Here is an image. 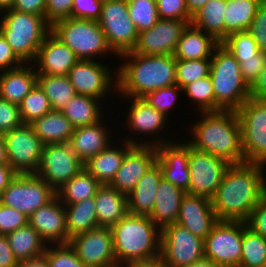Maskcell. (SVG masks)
Wrapping results in <instances>:
<instances>
[{
  "mask_svg": "<svg viewBox=\"0 0 266 267\" xmlns=\"http://www.w3.org/2000/svg\"><path fill=\"white\" fill-rule=\"evenodd\" d=\"M244 222L218 221L204 239L205 257L217 266L239 267Z\"/></svg>",
  "mask_w": 266,
  "mask_h": 267,
  "instance_id": "4fadbf2b",
  "label": "cell"
},
{
  "mask_svg": "<svg viewBox=\"0 0 266 267\" xmlns=\"http://www.w3.org/2000/svg\"><path fill=\"white\" fill-rule=\"evenodd\" d=\"M163 178L158 163L152 166L138 181L128 196V212L133 215L149 216L154 208L156 190Z\"/></svg>",
  "mask_w": 266,
  "mask_h": 267,
  "instance_id": "f546056e",
  "label": "cell"
},
{
  "mask_svg": "<svg viewBox=\"0 0 266 267\" xmlns=\"http://www.w3.org/2000/svg\"><path fill=\"white\" fill-rule=\"evenodd\" d=\"M157 147V163L163 178L188 194L190 184L189 143L167 142Z\"/></svg>",
  "mask_w": 266,
  "mask_h": 267,
  "instance_id": "44dd1931",
  "label": "cell"
},
{
  "mask_svg": "<svg viewBox=\"0 0 266 267\" xmlns=\"http://www.w3.org/2000/svg\"><path fill=\"white\" fill-rule=\"evenodd\" d=\"M56 197V192L36 174H17L3 190L0 203L29 217Z\"/></svg>",
  "mask_w": 266,
  "mask_h": 267,
  "instance_id": "30bf717a",
  "label": "cell"
},
{
  "mask_svg": "<svg viewBox=\"0 0 266 267\" xmlns=\"http://www.w3.org/2000/svg\"><path fill=\"white\" fill-rule=\"evenodd\" d=\"M121 145L111 143L106 149L90 157L83 167L101 184H110L121 167L126 153L134 146L121 139Z\"/></svg>",
  "mask_w": 266,
  "mask_h": 267,
  "instance_id": "4316f807",
  "label": "cell"
},
{
  "mask_svg": "<svg viewBox=\"0 0 266 267\" xmlns=\"http://www.w3.org/2000/svg\"><path fill=\"white\" fill-rule=\"evenodd\" d=\"M217 265L214 264L210 259L203 257L202 259L192 263L187 267H216Z\"/></svg>",
  "mask_w": 266,
  "mask_h": 267,
  "instance_id": "a7ac6f4b",
  "label": "cell"
},
{
  "mask_svg": "<svg viewBox=\"0 0 266 267\" xmlns=\"http://www.w3.org/2000/svg\"><path fill=\"white\" fill-rule=\"evenodd\" d=\"M2 136L10 167L17 174H35L40 166L44 144L31 125L23 124Z\"/></svg>",
  "mask_w": 266,
  "mask_h": 267,
  "instance_id": "9a60e30c",
  "label": "cell"
},
{
  "mask_svg": "<svg viewBox=\"0 0 266 267\" xmlns=\"http://www.w3.org/2000/svg\"><path fill=\"white\" fill-rule=\"evenodd\" d=\"M28 224V217L20 211L0 203V235H7Z\"/></svg>",
  "mask_w": 266,
  "mask_h": 267,
  "instance_id": "f907efd6",
  "label": "cell"
},
{
  "mask_svg": "<svg viewBox=\"0 0 266 267\" xmlns=\"http://www.w3.org/2000/svg\"><path fill=\"white\" fill-rule=\"evenodd\" d=\"M65 205L55 197L45 206L39 207L28 217V223L38 232L41 238L50 244L69 242L66 229Z\"/></svg>",
  "mask_w": 266,
  "mask_h": 267,
  "instance_id": "7402d4cb",
  "label": "cell"
},
{
  "mask_svg": "<svg viewBox=\"0 0 266 267\" xmlns=\"http://www.w3.org/2000/svg\"><path fill=\"white\" fill-rule=\"evenodd\" d=\"M23 124L19 105L0 98V134L10 132Z\"/></svg>",
  "mask_w": 266,
  "mask_h": 267,
  "instance_id": "c3c4849f",
  "label": "cell"
},
{
  "mask_svg": "<svg viewBox=\"0 0 266 267\" xmlns=\"http://www.w3.org/2000/svg\"><path fill=\"white\" fill-rule=\"evenodd\" d=\"M236 112L245 162L266 165V100L250 97Z\"/></svg>",
  "mask_w": 266,
  "mask_h": 267,
  "instance_id": "ba28073f",
  "label": "cell"
},
{
  "mask_svg": "<svg viewBox=\"0 0 266 267\" xmlns=\"http://www.w3.org/2000/svg\"><path fill=\"white\" fill-rule=\"evenodd\" d=\"M219 44L212 35L189 24L183 31L173 56L182 60L211 58Z\"/></svg>",
  "mask_w": 266,
  "mask_h": 267,
  "instance_id": "4dcf8cb0",
  "label": "cell"
},
{
  "mask_svg": "<svg viewBox=\"0 0 266 267\" xmlns=\"http://www.w3.org/2000/svg\"><path fill=\"white\" fill-rule=\"evenodd\" d=\"M19 109L24 124H30L52 110L48 97L38 85L24 97Z\"/></svg>",
  "mask_w": 266,
  "mask_h": 267,
  "instance_id": "7bdbcfd3",
  "label": "cell"
},
{
  "mask_svg": "<svg viewBox=\"0 0 266 267\" xmlns=\"http://www.w3.org/2000/svg\"><path fill=\"white\" fill-rule=\"evenodd\" d=\"M182 95L193 101L190 103L197 105L195 107L198 109L195 110H200L199 112L215 111V96L210 75L186 85Z\"/></svg>",
  "mask_w": 266,
  "mask_h": 267,
  "instance_id": "60d3db41",
  "label": "cell"
},
{
  "mask_svg": "<svg viewBox=\"0 0 266 267\" xmlns=\"http://www.w3.org/2000/svg\"><path fill=\"white\" fill-rule=\"evenodd\" d=\"M160 19L191 20L186 0H155Z\"/></svg>",
  "mask_w": 266,
  "mask_h": 267,
  "instance_id": "681fc988",
  "label": "cell"
},
{
  "mask_svg": "<svg viewBox=\"0 0 266 267\" xmlns=\"http://www.w3.org/2000/svg\"><path fill=\"white\" fill-rule=\"evenodd\" d=\"M101 184L84 167L56 191V197L63 204H74L95 197Z\"/></svg>",
  "mask_w": 266,
  "mask_h": 267,
  "instance_id": "8d00e7d4",
  "label": "cell"
},
{
  "mask_svg": "<svg viewBox=\"0 0 266 267\" xmlns=\"http://www.w3.org/2000/svg\"><path fill=\"white\" fill-rule=\"evenodd\" d=\"M83 165L69 142L46 144L43 146L40 166L35 174L56 192L76 176Z\"/></svg>",
  "mask_w": 266,
  "mask_h": 267,
  "instance_id": "2e32d148",
  "label": "cell"
},
{
  "mask_svg": "<svg viewBox=\"0 0 266 267\" xmlns=\"http://www.w3.org/2000/svg\"><path fill=\"white\" fill-rule=\"evenodd\" d=\"M210 78L215 96V111H236L250 98L238 61L221 43L211 57Z\"/></svg>",
  "mask_w": 266,
  "mask_h": 267,
  "instance_id": "8992f818",
  "label": "cell"
},
{
  "mask_svg": "<svg viewBox=\"0 0 266 267\" xmlns=\"http://www.w3.org/2000/svg\"><path fill=\"white\" fill-rule=\"evenodd\" d=\"M205 257L204 239L174 223L161 230L160 258L166 267H187Z\"/></svg>",
  "mask_w": 266,
  "mask_h": 267,
  "instance_id": "8fae6325",
  "label": "cell"
},
{
  "mask_svg": "<svg viewBox=\"0 0 266 267\" xmlns=\"http://www.w3.org/2000/svg\"><path fill=\"white\" fill-rule=\"evenodd\" d=\"M17 263L6 235H0V267H16Z\"/></svg>",
  "mask_w": 266,
  "mask_h": 267,
  "instance_id": "91938a15",
  "label": "cell"
},
{
  "mask_svg": "<svg viewBox=\"0 0 266 267\" xmlns=\"http://www.w3.org/2000/svg\"><path fill=\"white\" fill-rule=\"evenodd\" d=\"M230 165L224 159L195 150L189 144L190 184L188 194L211 199Z\"/></svg>",
  "mask_w": 266,
  "mask_h": 267,
  "instance_id": "e0dca14e",
  "label": "cell"
},
{
  "mask_svg": "<svg viewBox=\"0 0 266 267\" xmlns=\"http://www.w3.org/2000/svg\"><path fill=\"white\" fill-rule=\"evenodd\" d=\"M101 102L102 100L90 96L76 94L62 110V113L74 128L93 125L103 118H107L103 113Z\"/></svg>",
  "mask_w": 266,
  "mask_h": 267,
  "instance_id": "836d02e7",
  "label": "cell"
},
{
  "mask_svg": "<svg viewBox=\"0 0 266 267\" xmlns=\"http://www.w3.org/2000/svg\"><path fill=\"white\" fill-rule=\"evenodd\" d=\"M0 14V33L23 63H33L38 49L51 32L45 16L8 9ZM2 15V16H1Z\"/></svg>",
  "mask_w": 266,
  "mask_h": 267,
  "instance_id": "5b68a950",
  "label": "cell"
},
{
  "mask_svg": "<svg viewBox=\"0 0 266 267\" xmlns=\"http://www.w3.org/2000/svg\"><path fill=\"white\" fill-rule=\"evenodd\" d=\"M118 58L122 59V64L117 66L120 100L122 97L142 98L149 92L176 84L173 55H142L129 51Z\"/></svg>",
  "mask_w": 266,
  "mask_h": 267,
  "instance_id": "7a4b0ae2",
  "label": "cell"
},
{
  "mask_svg": "<svg viewBox=\"0 0 266 267\" xmlns=\"http://www.w3.org/2000/svg\"><path fill=\"white\" fill-rule=\"evenodd\" d=\"M111 231L117 266L160 257L161 230L148 216L128 213Z\"/></svg>",
  "mask_w": 266,
  "mask_h": 267,
  "instance_id": "277c9868",
  "label": "cell"
},
{
  "mask_svg": "<svg viewBox=\"0 0 266 267\" xmlns=\"http://www.w3.org/2000/svg\"><path fill=\"white\" fill-rule=\"evenodd\" d=\"M157 163V147L134 145L125 155L121 167L109 184L128 195L145 173Z\"/></svg>",
  "mask_w": 266,
  "mask_h": 267,
  "instance_id": "ffe728a7",
  "label": "cell"
},
{
  "mask_svg": "<svg viewBox=\"0 0 266 267\" xmlns=\"http://www.w3.org/2000/svg\"><path fill=\"white\" fill-rule=\"evenodd\" d=\"M124 267H166V266L163 264L162 259L159 257L149 261L129 263Z\"/></svg>",
  "mask_w": 266,
  "mask_h": 267,
  "instance_id": "e7e4bbea",
  "label": "cell"
},
{
  "mask_svg": "<svg viewBox=\"0 0 266 267\" xmlns=\"http://www.w3.org/2000/svg\"><path fill=\"white\" fill-rule=\"evenodd\" d=\"M186 194L171 182L161 179L156 190L154 208L148 216L162 230L165 226L174 224L180 210L182 197Z\"/></svg>",
  "mask_w": 266,
  "mask_h": 267,
  "instance_id": "83f0119b",
  "label": "cell"
},
{
  "mask_svg": "<svg viewBox=\"0 0 266 267\" xmlns=\"http://www.w3.org/2000/svg\"><path fill=\"white\" fill-rule=\"evenodd\" d=\"M127 6L138 33L150 29L160 19L155 0H127Z\"/></svg>",
  "mask_w": 266,
  "mask_h": 267,
  "instance_id": "b9f144b4",
  "label": "cell"
},
{
  "mask_svg": "<svg viewBox=\"0 0 266 267\" xmlns=\"http://www.w3.org/2000/svg\"><path fill=\"white\" fill-rule=\"evenodd\" d=\"M106 124V120L103 118L93 125L74 128L69 144L83 163L114 143L112 138L115 137L111 136L112 129L107 128L108 124Z\"/></svg>",
  "mask_w": 266,
  "mask_h": 267,
  "instance_id": "d4e9b609",
  "label": "cell"
},
{
  "mask_svg": "<svg viewBox=\"0 0 266 267\" xmlns=\"http://www.w3.org/2000/svg\"><path fill=\"white\" fill-rule=\"evenodd\" d=\"M37 85L44 91L55 111H62L76 95L68 76L37 74Z\"/></svg>",
  "mask_w": 266,
  "mask_h": 267,
  "instance_id": "f35d334b",
  "label": "cell"
},
{
  "mask_svg": "<svg viewBox=\"0 0 266 267\" xmlns=\"http://www.w3.org/2000/svg\"><path fill=\"white\" fill-rule=\"evenodd\" d=\"M98 23L117 59L135 48L139 33L130 19L127 0H103Z\"/></svg>",
  "mask_w": 266,
  "mask_h": 267,
  "instance_id": "9c48e42d",
  "label": "cell"
},
{
  "mask_svg": "<svg viewBox=\"0 0 266 267\" xmlns=\"http://www.w3.org/2000/svg\"><path fill=\"white\" fill-rule=\"evenodd\" d=\"M30 125L44 145L67 143L74 132L73 125L62 111L51 110Z\"/></svg>",
  "mask_w": 266,
  "mask_h": 267,
  "instance_id": "1f68e13d",
  "label": "cell"
},
{
  "mask_svg": "<svg viewBox=\"0 0 266 267\" xmlns=\"http://www.w3.org/2000/svg\"><path fill=\"white\" fill-rule=\"evenodd\" d=\"M249 92L251 98L266 100V67L249 86Z\"/></svg>",
  "mask_w": 266,
  "mask_h": 267,
  "instance_id": "94428289",
  "label": "cell"
},
{
  "mask_svg": "<svg viewBox=\"0 0 266 267\" xmlns=\"http://www.w3.org/2000/svg\"><path fill=\"white\" fill-rule=\"evenodd\" d=\"M191 20L159 19L150 29L138 34L133 53L142 55H173L177 43Z\"/></svg>",
  "mask_w": 266,
  "mask_h": 267,
  "instance_id": "d6986e66",
  "label": "cell"
},
{
  "mask_svg": "<svg viewBox=\"0 0 266 267\" xmlns=\"http://www.w3.org/2000/svg\"><path fill=\"white\" fill-rule=\"evenodd\" d=\"M6 237L18 261L39 258L47 248L46 242L29 223L8 233Z\"/></svg>",
  "mask_w": 266,
  "mask_h": 267,
  "instance_id": "d6a6232c",
  "label": "cell"
},
{
  "mask_svg": "<svg viewBox=\"0 0 266 267\" xmlns=\"http://www.w3.org/2000/svg\"><path fill=\"white\" fill-rule=\"evenodd\" d=\"M103 0H73L71 17L98 21Z\"/></svg>",
  "mask_w": 266,
  "mask_h": 267,
  "instance_id": "db71d44e",
  "label": "cell"
},
{
  "mask_svg": "<svg viewBox=\"0 0 266 267\" xmlns=\"http://www.w3.org/2000/svg\"><path fill=\"white\" fill-rule=\"evenodd\" d=\"M209 0H186V6L189 15L192 17L199 11Z\"/></svg>",
  "mask_w": 266,
  "mask_h": 267,
  "instance_id": "03108f58",
  "label": "cell"
},
{
  "mask_svg": "<svg viewBox=\"0 0 266 267\" xmlns=\"http://www.w3.org/2000/svg\"><path fill=\"white\" fill-rule=\"evenodd\" d=\"M261 0H227L224 22L225 38L232 33L247 31Z\"/></svg>",
  "mask_w": 266,
  "mask_h": 267,
  "instance_id": "74e56055",
  "label": "cell"
},
{
  "mask_svg": "<svg viewBox=\"0 0 266 267\" xmlns=\"http://www.w3.org/2000/svg\"><path fill=\"white\" fill-rule=\"evenodd\" d=\"M218 221L211 199L187 193L182 197L176 223L193 235L205 239Z\"/></svg>",
  "mask_w": 266,
  "mask_h": 267,
  "instance_id": "603a6c76",
  "label": "cell"
},
{
  "mask_svg": "<svg viewBox=\"0 0 266 267\" xmlns=\"http://www.w3.org/2000/svg\"><path fill=\"white\" fill-rule=\"evenodd\" d=\"M46 0H15L11 9L28 14L45 16Z\"/></svg>",
  "mask_w": 266,
  "mask_h": 267,
  "instance_id": "680465c9",
  "label": "cell"
},
{
  "mask_svg": "<svg viewBox=\"0 0 266 267\" xmlns=\"http://www.w3.org/2000/svg\"><path fill=\"white\" fill-rule=\"evenodd\" d=\"M51 32L79 59L99 60L102 54L107 56L114 53L98 21L70 17L55 22Z\"/></svg>",
  "mask_w": 266,
  "mask_h": 267,
  "instance_id": "52a82bcc",
  "label": "cell"
},
{
  "mask_svg": "<svg viewBox=\"0 0 266 267\" xmlns=\"http://www.w3.org/2000/svg\"><path fill=\"white\" fill-rule=\"evenodd\" d=\"M180 91L183 92V89L175 84L149 92L142 98L154 109L168 118V116H170L169 112L172 111L170 109H173V105L177 104L178 96H181V94H179Z\"/></svg>",
  "mask_w": 266,
  "mask_h": 267,
  "instance_id": "7dc6e473",
  "label": "cell"
},
{
  "mask_svg": "<svg viewBox=\"0 0 266 267\" xmlns=\"http://www.w3.org/2000/svg\"><path fill=\"white\" fill-rule=\"evenodd\" d=\"M15 0H0V13L2 11L11 9L14 5Z\"/></svg>",
  "mask_w": 266,
  "mask_h": 267,
  "instance_id": "89a4df30",
  "label": "cell"
},
{
  "mask_svg": "<svg viewBox=\"0 0 266 267\" xmlns=\"http://www.w3.org/2000/svg\"><path fill=\"white\" fill-rule=\"evenodd\" d=\"M236 60L239 63L243 80L250 86L266 67V52L260 51L253 58Z\"/></svg>",
  "mask_w": 266,
  "mask_h": 267,
  "instance_id": "816d5d0a",
  "label": "cell"
},
{
  "mask_svg": "<svg viewBox=\"0 0 266 267\" xmlns=\"http://www.w3.org/2000/svg\"><path fill=\"white\" fill-rule=\"evenodd\" d=\"M0 164H8L5 141L1 134H0Z\"/></svg>",
  "mask_w": 266,
  "mask_h": 267,
  "instance_id": "003e7915",
  "label": "cell"
},
{
  "mask_svg": "<svg viewBox=\"0 0 266 267\" xmlns=\"http://www.w3.org/2000/svg\"><path fill=\"white\" fill-rule=\"evenodd\" d=\"M116 70L113 74L108 64L104 65L96 60L79 59L70 68L68 77L76 94L90 96L104 102L106 97L108 99L107 95L117 94ZM111 90L115 94L111 93Z\"/></svg>",
  "mask_w": 266,
  "mask_h": 267,
  "instance_id": "5bb4252c",
  "label": "cell"
},
{
  "mask_svg": "<svg viewBox=\"0 0 266 267\" xmlns=\"http://www.w3.org/2000/svg\"><path fill=\"white\" fill-rule=\"evenodd\" d=\"M37 85V72L32 63L0 72V98L19 105Z\"/></svg>",
  "mask_w": 266,
  "mask_h": 267,
  "instance_id": "484cf974",
  "label": "cell"
},
{
  "mask_svg": "<svg viewBox=\"0 0 266 267\" xmlns=\"http://www.w3.org/2000/svg\"><path fill=\"white\" fill-rule=\"evenodd\" d=\"M68 237L98 228L94 197L74 204H64Z\"/></svg>",
  "mask_w": 266,
  "mask_h": 267,
  "instance_id": "d590c367",
  "label": "cell"
},
{
  "mask_svg": "<svg viewBox=\"0 0 266 267\" xmlns=\"http://www.w3.org/2000/svg\"><path fill=\"white\" fill-rule=\"evenodd\" d=\"M227 0H209L192 16L190 24L220 43L225 39L224 12Z\"/></svg>",
  "mask_w": 266,
  "mask_h": 267,
  "instance_id": "e575fe53",
  "label": "cell"
},
{
  "mask_svg": "<svg viewBox=\"0 0 266 267\" xmlns=\"http://www.w3.org/2000/svg\"><path fill=\"white\" fill-rule=\"evenodd\" d=\"M210 65L211 58L176 59V84L183 89L189 83L209 76Z\"/></svg>",
  "mask_w": 266,
  "mask_h": 267,
  "instance_id": "ee69618b",
  "label": "cell"
},
{
  "mask_svg": "<svg viewBox=\"0 0 266 267\" xmlns=\"http://www.w3.org/2000/svg\"><path fill=\"white\" fill-rule=\"evenodd\" d=\"M221 44L230 51L235 59L253 58L260 52L257 43L248 30L229 34Z\"/></svg>",
  "mask_w": 266,
  "mask_h": 267,
  "instance_id": "f6af8a7d",
  "label": "cell"
},
{
  "mask_svg": "<svg viewBox=\"0 0 266 267\" xmlns=\"http://www.w3.org/2000/svg\"><path fill=\"white\" fill-rule=\"evenodd\" d=\"M68 243L86 267H118L109 227L80 233L70 238Z\"/></svg>",
  "mask_w": 266,
  "mask_h": 267,
  "instance_id": "ac0fdd59",
  "label": "cell"
},
{
  "mask_svg": "<svg viewBox=\"0 0 266 267\" xmlns=\"http://www.w3.org/2000/svg\"><path fill=\"white\" fill-rule=\"evenodd\" d=\"M16 175L17 173L10 167L9 164H0V199L3 190L9 185Z\"/></svg>",
  "mask_w": 266,
  "mask_h": 267,
  "instance_id": "6125c7cd",
  "label": "cell"
},
{
  "mask_svg": "<svg viewBox=\"0 0 266 267\" xmlns=\"http://www.w3.org/2000/svg\"><path fill=\"white\" fill-rule=\"evenodd\" d=\"M248 32L252 35L260 51L266 52V1H261Z\"/></svg>",
  "mask_w": 266,
  "mask_h": 267,
  "instance_id": "f5cc1de1",
  "label": "cell"
},
{
  "mask_svg": "<svg viewBox=\"0 0 266 267\" xmlns=\"http://www.w3.org/2000/svg\"><path fill=\"white\" fill-rule=\"evenodd\" d=\"M43 256L49 267H86L69 243L47 245Z\"/></svg>",
  "mask_w": 266,
  "mask_h": 267,
  "instance_id": "bcb514c9",
  "label": "cell"
},
{
  "mask_svg": "<svg viewBox=\"0 0 266 267\" xmlns=\"http://www.w3.org/2000/svg\"><path fill=\"white\" fill-rule=\"evenodd\" d=\"M247 227L266 239V196L252 210Z\"/></svg>",
  "mask_w": 266,
  "mask_h": 267,
  "instance_id": "9f6ffc18",
  "label": "cell"
},
{
  "mask_svg": "<svg viewBox=\"0 0 266 267\" xmlns=\"http://www.w3.org/2000/svg\"><path fill=\"white\" fill-rule=\"evenodd\" d=\"M124 100L127 101L128 99V108L126 109L127 113L125 116H127L125 120V124L130 132V135L133 137H136V134L139 136L142 134V138L135 139L130 137H126L123 139L126 142H129L133 145H153L158 146L163 143L174 141L173 139L169 140L166 137H156L158 135H162V132H166L164 128H166L169 124L166 122L168 118L154 109L151 105H149L143 98H133V97H123ZM166 126V127H165ZM136 132V133H135ZM148 135V136H147ZM156 135V136H155ZM147 137L143 140L144 137ZM149 136H155V138L150 140ZM157 138V139H156ZM140 140V141H139ZM146 140V141H145ZM168 140V141H167ZM149 141V142H148Z\"/></svg>",
  "mask_w": 266,
  "mask_h": 267,
  "instance_id": "7c38bea8",
  "label": "cell"
},
{
  "mask_svg": "<svg viewBox=\"0 0 266 267\" xmlns=\"http://www.w3.org/2000/svg\"><path fill=\"white\" fill-rule=\"evenodd\" d=\"M16 267H49L48 261L44 256L36 259L18 261Z\"/></svg>",
  "mask_w": 266,
  "mask_h": 267,
  "instance_id": "be15d7a7",
  "label": "cell"
},
{
  "mask_svg": "<svg viewBox=\"0 0 266 267\" xmlns=\"http://www.w3.org/2000/svg\"><path fill=\"white\" fill-rule=\"evenodd\" d=\"M78 60L77 55L50 32L38 49L33 64L37 74L68 76Z\"/></svg>",
  "mask_w": 266,
  "mask_h": 267,
  "instance_id": "cb8c5ba5",
  "label": "cell"
},
{
  "mask_svg": "<svg viewBox=\"0 0 266 267\" xmlns=\"http://www.w3.org/2000/svg\"><path fill=\"white\" fill-rule=\"evenodd\" d=\"M73 0H46L45 19L52 26L55 22L70 18Z\"/></svg>",
  "mask_w": 266,
  "mask_h": 267,
  "instance_id": "11a10c76",
  "label": "cell"
},
{
  "mask_svg": "<svg viewBox=\"0 0 266 267\" xmlns=\"http://www.w3.org/2000/svg\"><path fill=\"white\" fill-rule=\"evenodd\" d=\"M23 64L0 33V72L18 68Z\"/></svg>",
  "mask_w": 266,
  "mask_h": 267,
  "instance_id": "6f0895ef",
  "label": "cell"
},
{
  "mask_svg": "<svg viewBox=\"0 0 266 267\" xmlns=\"http://www.w3.org/2000/svg\"><path fill=\"white\" fill-rule=\"evenodd\" d=\"M99 227L111 228L128 212V196L109 184L101 185L94 197Z\"/></svg>",
  "mask_w": 266,
  "mask_h": 267,
  "instance_id": "f1b7e54d",
  "label": "cell"
},
{
  "mask_svg": "<svg viewBox=\"0 0 266 267\" xmlns=\"http://www.w3.org/2000/svg\"><path fill=\"white\" fill-rule=\"evenodd\" d=\"M265 171L266 165L259 163L230 165L211 198L218 220L247 221L252 210L266 196Z\"/></svg>",
  "mask_w": 266,
  "mask_h": 267,
  "instance_id": "6da1fadb",
  "label": "cell"
},
{
  "mask_svg": "<svg viewBox=\"0 0 266 267\" xmlns=\"http://www.w3.org/2000/svg\"><path fill=\"white\" fill-rule=\"evenodd\" d=\"M265 262L266 239L248 228L246 222H244L239 267H264Z\"/></svg>",
  "mask_w": 266,
  "mask_h": 267,
  "instance_id": "ab89813d",
  "label": "cell"
},
{
  "mask_svg": "<svg viewBox=\"0 0 266 267\" xmlns=\"http://www.w3.org/2000/svg\"><path fill=\"white\" fill-rule=\"evenodd\" d=\"M199 113L197 122L190 123L192 127L189 134L193 136L187 142L191 147L222 158L230 164L245 163L237 112L220 110Z\"/></svg>",
  "mask_w": 266,
  "mask_h": 267,
  "instance_id": "3957f363",
  "label": "cell"
}]
</instances>
